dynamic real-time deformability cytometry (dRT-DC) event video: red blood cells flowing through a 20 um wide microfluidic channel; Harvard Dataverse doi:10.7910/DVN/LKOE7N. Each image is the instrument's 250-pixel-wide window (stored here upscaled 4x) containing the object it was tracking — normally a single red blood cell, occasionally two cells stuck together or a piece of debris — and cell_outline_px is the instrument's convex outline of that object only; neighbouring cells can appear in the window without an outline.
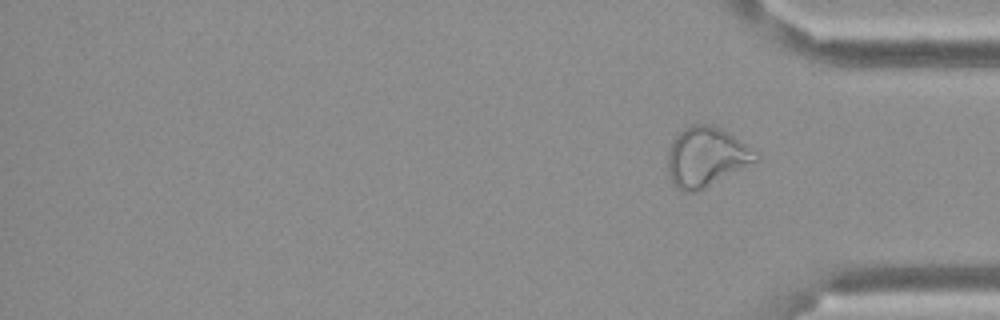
{"species": "Egyptian fruit bat (a non-hibernating species)", "species_latin": "Rousettus aegyptiacus", "temperature_condition": "cold", "stored_images_in_passage": 15, "segment_of_instrument_passage": [2, 2], "camera_frame_rate_fps": 3000, "um_per_image_px": 0.085, "frame": {"image": 1, "passage_image": 15, "time_ms": 4.667, "image_size_px": [1000, 320], "cell_outline_px": [[760, 160], [696, 192], [680, 192], [672, 184], [668, 168], [668, 148], [676, 136], [684, 128], [692, 124], [708, 124], [720, 128], [728, 132], [760, 156]], "centroid_in_image_um": [60.0, 13.36], "position_along_channel_um": 375.2, "area_um2": 30.35}}